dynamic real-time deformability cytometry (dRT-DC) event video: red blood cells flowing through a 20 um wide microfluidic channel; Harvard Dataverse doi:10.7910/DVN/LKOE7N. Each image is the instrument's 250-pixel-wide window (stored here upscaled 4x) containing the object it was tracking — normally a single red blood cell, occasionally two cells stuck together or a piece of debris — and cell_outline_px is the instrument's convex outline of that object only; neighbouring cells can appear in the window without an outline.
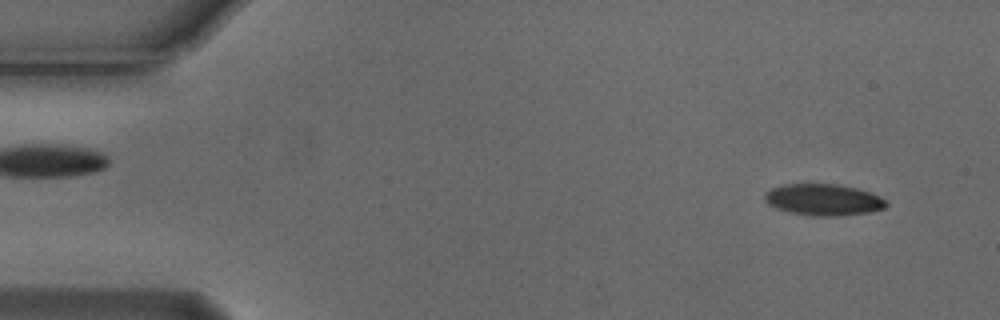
{"species": "Egyptian fruit bat (a non-hibernating species)", "species_latin": "Rousettus aegyptiacus", "temperature_condition": "cold", "stored_images_in_passage": 52, "camera_frame_rate_fps": 3000, "um_per_image_px": 0.085, "animal": {"sex": "male"}, "frame": {"image": 1, "passage_image": 1, "time_ms": 0.0, "image_size_px": [1000, 320], "cell_outline_px": [[888, 204], [884, 208], [872, 212], [836, 216], [816, 216], [792, 212], [776, 208], [768, 204], [764, 200], [764, 192], [780, 184], [836, 184], [856, 188], [880, 196]], "centroid_in_image_um": [69.97, 16.97], "position_along_channel_um": 15.0, "area_um2": 22.25}}
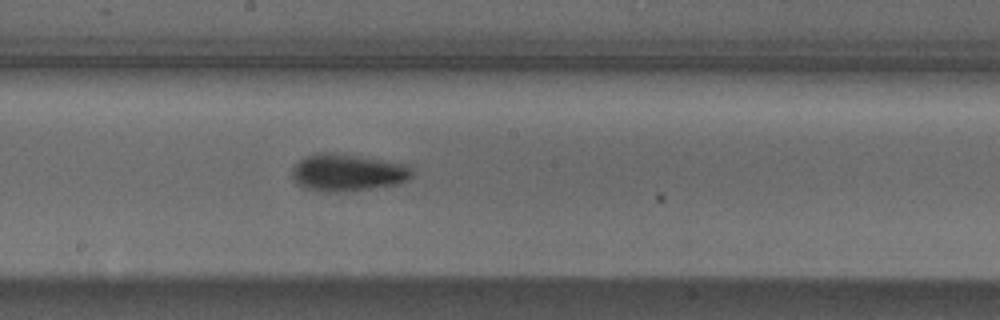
{"frame": {"image": 2, "passage_image": 26, "time_ms": 8.333, "image_size_px": [1000, 320], "cell_outline_px": [[412, 176], [408, 180], [400, 184], [344, 192], [328, 192], [308, 188], [296, 184], [292, 176], [292, 168], [304, 156], [316, 152], [336, 152], [412, 164]], "centroid_in_image_um": [29.59, 14.64], "position_along_channel_um": 218.6, "area_um2": 26.59}}
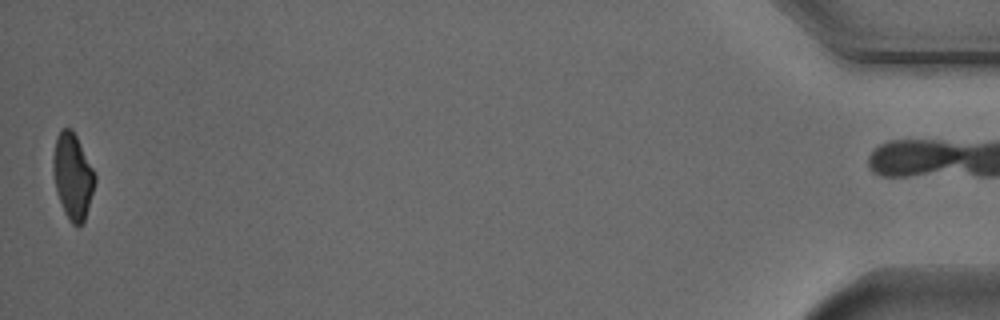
{"frame": {"image": 3, "passage_image": 51, "time_ms": 16.667, "image_size_px": [1000, 320], "cell_outline_px": [[96, 180], [84, 220], [76, 228], [72, 224], [64, 212], [56, 192], [52, 172], [52, 156], [56, 136], [60, 128], [72, 128], [96, 176]], "centroid_in_image_um": [6.14, 14.95], "position_along_channel_um": 429.1, "area_um2": 20.87}, "authors_computed_cell_mechanics": {"area_um2": 23.1778, "velocity_mm_per_s": 3.7232, "shape_relaxation_time_tau1_ms": 2.958, "shape_relaxation_time_tau2_ms": 6.9267, "deformation_change_tau1": 0.1135, "deformation_change_tau2": 0.115}}